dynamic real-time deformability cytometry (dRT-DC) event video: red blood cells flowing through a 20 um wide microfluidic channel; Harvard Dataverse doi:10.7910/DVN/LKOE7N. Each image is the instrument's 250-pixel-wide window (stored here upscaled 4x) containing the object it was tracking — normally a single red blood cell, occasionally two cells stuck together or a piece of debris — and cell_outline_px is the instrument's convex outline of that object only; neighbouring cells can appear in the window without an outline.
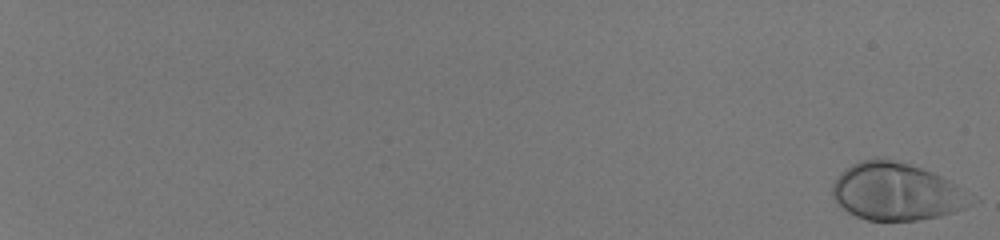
{"species": "human", "species_latin": "Homo sapiens", "temperature_condition": "room temperature", "stored_images_in_passage": 56, "camera_frame_rate_fps": 3000, "um_per_image_px": 0.085, "donor": {"sex": "male"}, "frame": {"image": 1, "passage_image": 1, "time_ms": 0.0, "image_size_px": [1000, 240], "cell_outline_px": [[972, 204], [964, 208], [940, 216], [916, 220], [868, 220], [856, 216], [848, 212], [832, 196], [832, 184], [836, 176], [844, 168], [860, 160], [876, 156], [884, 156], [932, 172], [948, 180]], "centroid_in_image_um": [76.05, 16.26], "position_along_channel_um": 8.9, "area_um2": 45.72}}
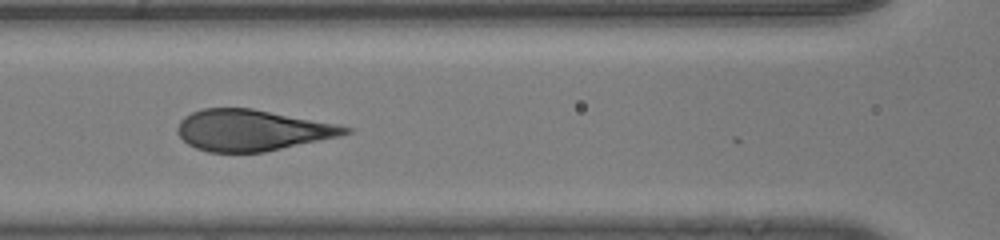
{"frame": {"image": 2, "passage_image": 32, "time_ms": 10.333, "image_size_px": [1000, 240], "cell_outline_px": [[352, 132], [340, 136], [264, 152], [208, 152], [196, 148], [188, 144], [176, 132], [176, 128], [180, 120], [184, 116], [192, 112], [204, 108], [252, 108], [336, 124], [352, 128]], "centroid_in_image_um": [21.39, 11.07], "position_along_channel_um": 145.2, "area_um2": 40.06}}
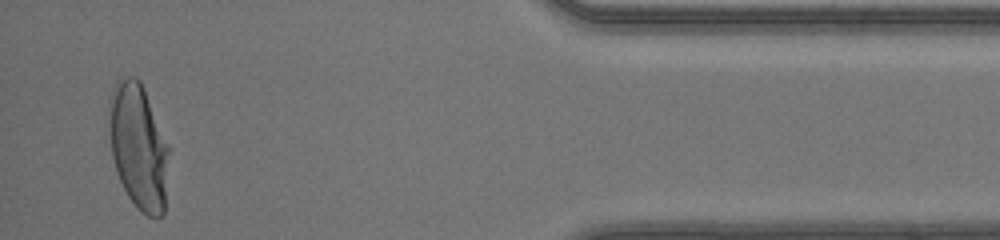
{"frame": {"image": 3, "passage_image": 55, "time_ms": 18.0, "image_size_px": [1000, 240], "cell_outline_px": [[168, 152], [164, 212], [156, 220], [140, 212], [128, 196], [120, 180], [112, 156], [108, 100], [112, 88], [120, 76], [136, 76], [140, 80], [144, 88], [168, 144]], "centroid_in_image_um": [11.75, 12.42], "position_along_channel_um": 423.4, "area_um2": 43.64}, "authors_computed_cell_mechanics": {"area_um2": 42.3096, "velocity_mm_per_s": 4.1716, "shape_relaxation_time_tau1_ms": 3.9335, "shape_relaxation_time_tau2_ms": null, "deformation_change_tau1": 0.2194, "deformation_change_tau2": null}}